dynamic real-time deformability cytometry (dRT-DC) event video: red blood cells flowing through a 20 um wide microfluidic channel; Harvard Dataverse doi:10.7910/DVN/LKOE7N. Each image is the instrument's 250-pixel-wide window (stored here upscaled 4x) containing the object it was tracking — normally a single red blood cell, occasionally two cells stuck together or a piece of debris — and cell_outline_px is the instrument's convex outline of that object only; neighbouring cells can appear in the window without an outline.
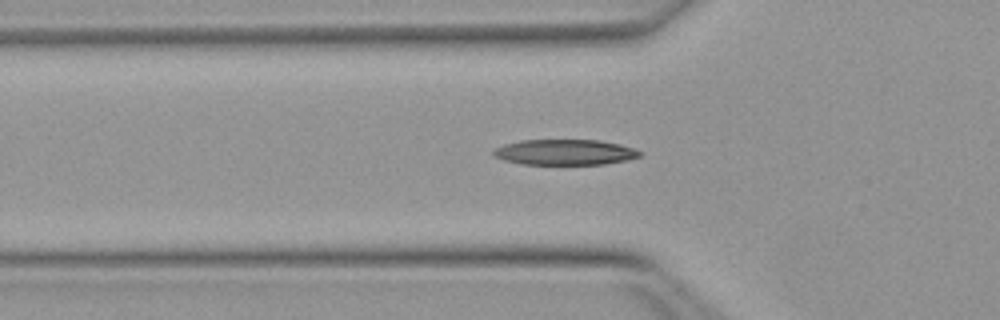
{"species": "Egyptian fruit bat (a non-hibernating species)", "species_latin": "Rousettus aegyptiacus", "temperature_condition": "warm", "stored_images_in_passage": 37, "camera_frame_rate_fps": 3000, "um_per_image_px": 0.085, "animal": {"sex": "female"}, "frame": {"image": 1, "passage_image": 7, "time_ms": 2.0, "image_size_px": [1000, 320], "cell_outline_px": [[640, 156], [628, 160], [604, 164], [524, 164], [504, 160], [492, 156], [492, 152], [496, 148], [504, 144], [520, 140], [600, 140], [620, 144], [632, 148], [640, 152]], "centroid_in_image_um": [47.99, 12.93], "position_along_channel_um": 77.8, "area_um2": 21.73}}
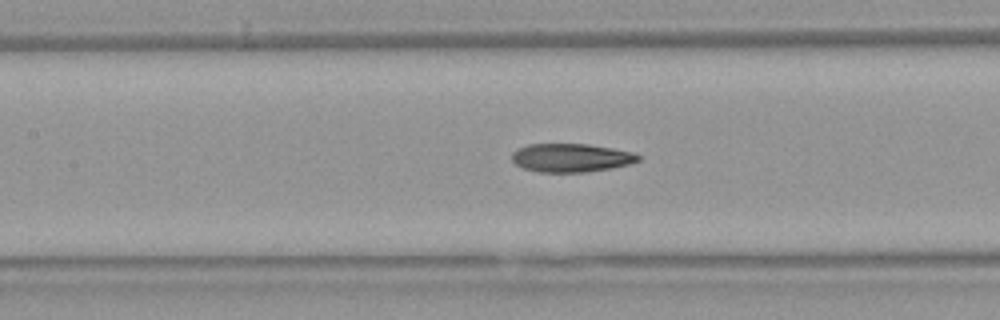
{"frame": {"image": 2, "passage_image": 13, "time_ms": 4.0, "image_size_px": [1000, 320], "cell_outline_px": [[640, 160], [628, 164], [612, 168], [584, 172], [540, 172], [524, 168], [516, 164], [512, 160], [512, 152], [516, 148], [528, 144], [588, 144], [612, 148], [632, 152], [640, 156]], "centroid_in_image_um": [48.52, 13.4], "position_along_channel_um": 158.9, "area_um2": 20.92}}
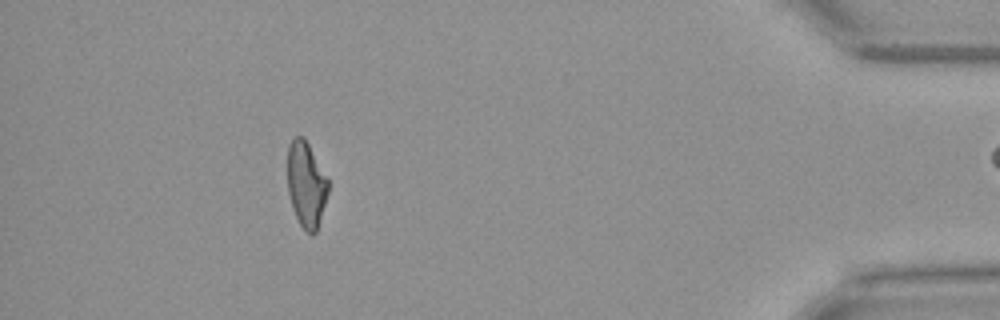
{"frame": {"image": 3, "passage_image": 36, "time_ms": 11.667, "image_size_px": [1000, 320], "cell_outline_px": [[328, 192], [316, 232], [308, 232], [300, 224], [296, 216], [288, 192], [288, 144], [296, 136], [304, 136], [328, 180]], "centroid_in_image_um": [26.02, 15.64], "position_along_channel_um": 409.2, "area_um2": 19.77}}